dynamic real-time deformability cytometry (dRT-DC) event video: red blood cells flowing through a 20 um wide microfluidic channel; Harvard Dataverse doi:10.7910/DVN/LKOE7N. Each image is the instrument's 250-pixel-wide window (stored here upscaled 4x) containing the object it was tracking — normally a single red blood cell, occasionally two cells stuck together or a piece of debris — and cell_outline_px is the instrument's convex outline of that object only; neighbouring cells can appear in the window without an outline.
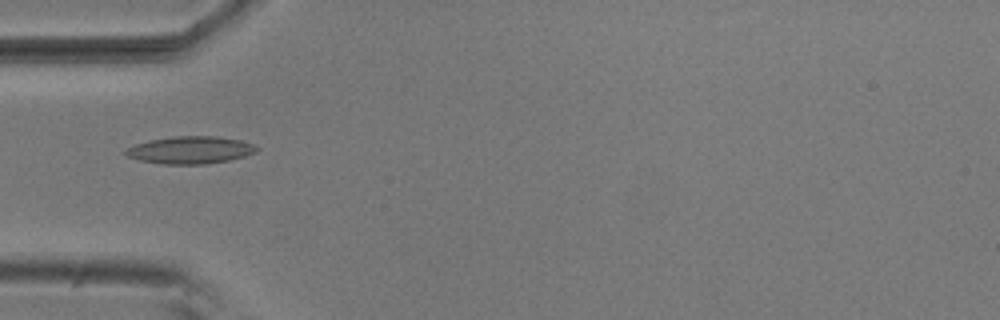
{"species": "common noctule bat (a hibernating species)", "species_latin": "Nyctalus noctula", "temperature_condition": "room temperature", "stored_images_in_passage": 6, "camera_frame_rate_fps": 3000, "um_per_image_px": 0.085, "animal": {"sex": "male", "body_mass_g": 20.5, "forearm_length_mm": 52.5}, "frame": {"image": 1, "passage_image": 5, "time_ms": 1.333, "image_size_px": [1000, 320], "cell_outline_px": [[260, 148], [256, 152], [244, 156], [228, 160], [204, 164], [164, 164], [140, 160], [128, 156], [124, 152], [128, 148], [136, 144], [152, 140], [172, 136], [216, 136], [240, 140], [252, 144]], "centroid_in_image_um": [16.21, 12.75], "position_along_channel_um": 68.8, "area_um2": 20.63}}
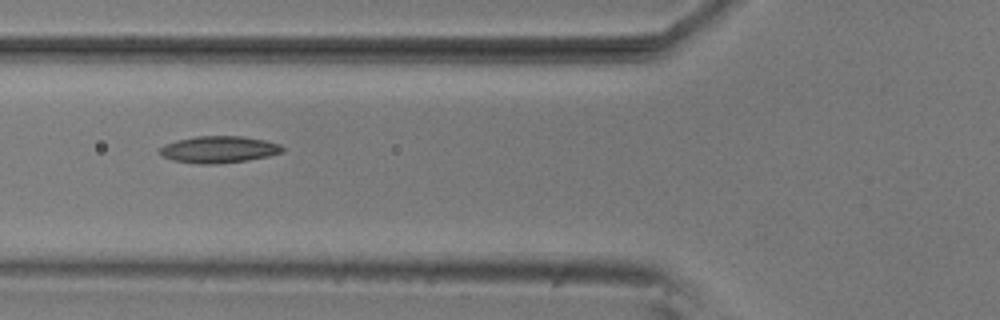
{"frame": {"image": 2, "passage_image": 6, "time_ms": 1.667, "image_size_px": [1000, 320], "cell_outline_px": [[288, 148], [284, 152], [268, 156], [248, 160], [216, 164], [200, 164], [172, 160], [160, 156], [160, 148], [164, 144], [176, 140], [196, 136], [244, 136], [264, 140], [280, 144]], "centroid_in_image_um": [18.63, 12.7], "position_along_channel_um": 107.2, "area_um2": 19.42}}